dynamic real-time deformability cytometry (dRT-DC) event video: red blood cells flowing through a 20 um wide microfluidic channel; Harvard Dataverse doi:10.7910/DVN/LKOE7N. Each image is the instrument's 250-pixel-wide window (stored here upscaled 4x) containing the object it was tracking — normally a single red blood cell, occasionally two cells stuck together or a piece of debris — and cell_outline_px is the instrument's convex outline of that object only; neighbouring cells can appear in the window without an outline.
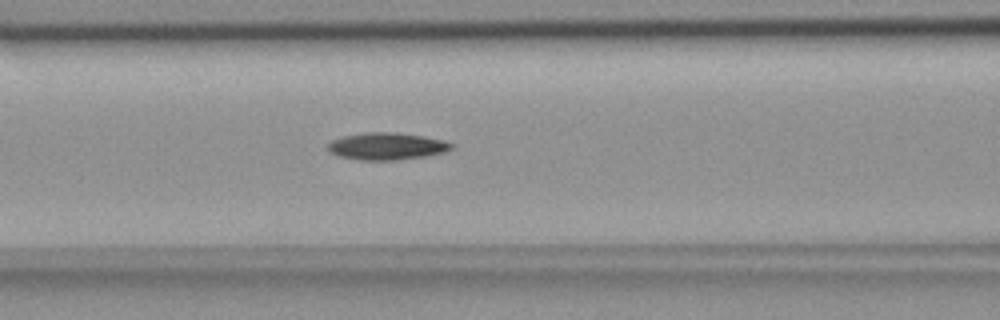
{"species": "common noctule bat (a hibernating species)", "species_latin": "Nyctalus noctula", "temperature_condition": "room temperature", "stored_images_in_passage": 56, "segment_of_instrument_passage": [1, 2], "camera_frame_rate_fps": 3000, "um_per_image_px": 0.085, "animal": {"sex": "female", "body_mass_g": 18.4}, "frame": {"image": 1, "passage_image": 23, "time_ms": 7.333, "image_size_px": [1000, 320], "cell_outline_px": [[452, 148], [444, 152], [424, 156], [392, 160], [360, 160], [340, 156], [332, 152], [328, 148], [328, 144], [332, 140], [344, 136], [364, 132], [392, 132], [424, 136], [444, 140], [452, 144]], "centroid_in_image_um": [32.88, 12.42], "position_along_channel_um": 133.7, "area_um2": 19.25}}
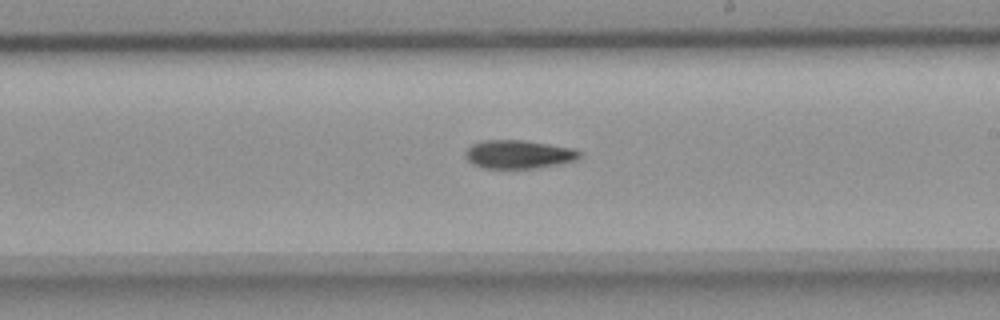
{"frame": {"image": 2, "passage_image": 32, "time_ms": 10.333, "image_size_px": [1000, 320], "cell_outline_px": [[584, 152], [576, 160], [556, 164], [532, 168], [484, 168], [472, 164], [468, 160], [464, 152], [472, 144], [480, 140], [524, 140], [576, 148]], "centroid_in_image_um": [44.09, 13.1], "position_along_channel_um": 244.9, "area_um2": 19.02}}
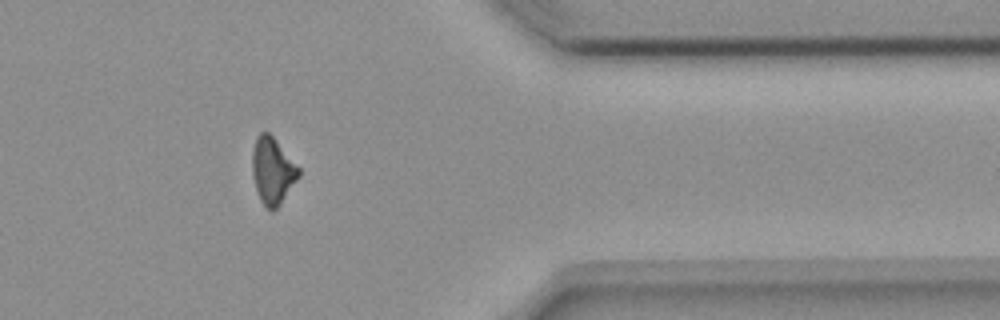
{"frame": {"image": 3, "passage_image": 45, "time_ms": 14.667, "image_size_px": [1000, 320], "cell_outline_px": [[300, 176], [280, 204], [272, 212], [260, 200], [252, 176], [252, 152], [256, 136], [260, 132], [268, 132], [276, 140], [300, 168]], "centroid_in_image_um": [23.16, 14.5], "position_along_channel_um": 388.2, "area_um2": 17.98}}